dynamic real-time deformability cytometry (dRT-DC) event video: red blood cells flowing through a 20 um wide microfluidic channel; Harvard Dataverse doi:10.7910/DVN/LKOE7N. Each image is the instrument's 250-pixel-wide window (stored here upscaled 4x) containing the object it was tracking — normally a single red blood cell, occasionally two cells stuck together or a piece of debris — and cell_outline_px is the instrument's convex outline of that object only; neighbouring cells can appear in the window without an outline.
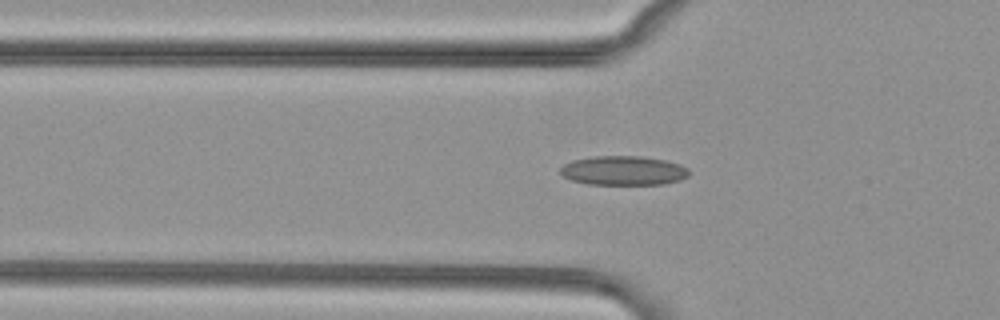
{"species": "common noctule bat (a hibernating species)", "species_latin": "Nyctalus noctula", "temperature_condition": "cold", "stored_images_in_passage": 40, "camera_frame_rate_fps": 3000, "um_per_image_px": 0.085, "animal": {"sex": "female", "body_mass_g": 29.2, "forearm_length_mm": 56.3}, "frame": {"image": 1, "passage_image": 3, "time_ms": 0.667, "image_size_px": [1000, 320], "cell_outline_px": [[688, 176], [680, 180], [664, 184], [588, 184], [572, 180], [564, 176], [560, 172], [560, 168], [564, 164], [572, 160], [592, 156], [640, 156], [664, 160], [680, 164], [688, 168]], "centroid_in_image_um": [52.99, 14.49], "position_along_channel_um": 72.8, "area_um2": 21.91}}
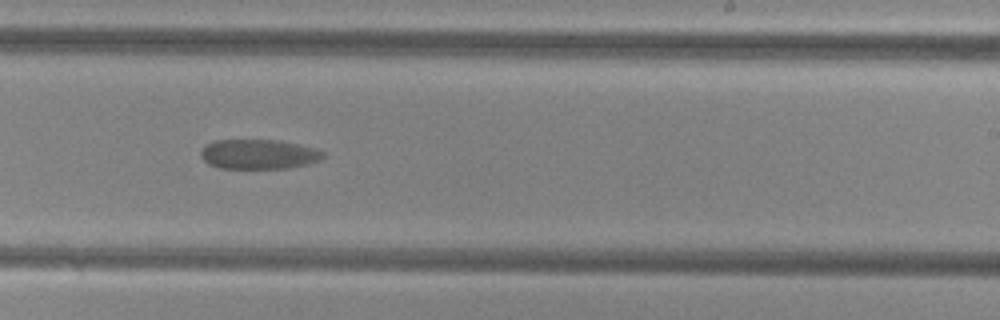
{"frame": {"image": 2, "passage_image": 19, "time_ms": 6.0, "image_size_px": [1000, 320], "cell_outline_px": [[328, 156], [320, 160], [308, 164], [288, 168], [220, 168], [208, 164], [200, 156], [200, 152], [208, 144], [216, 140], [280, 140], [312, 148], [324, 152]], "centroid_in_image_um": [22.01, 13.11], "position_along_channel_um": 267.0, "area_um2": 21.1}}
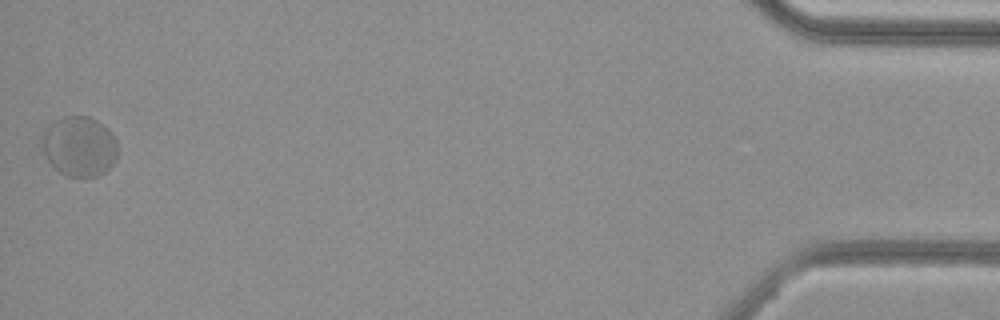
{"frame": {"image": 3, "passage_image": 40, "time_ms": 13.0, "image_size_px": [1000, 320], "cell_outline_px": [[116, 160], [104, 172], [96, 176], [68, 176], [60, 172], [48, 160], [40, 144], [40, 136], [44, 128], [52, 120], [60, 116], [88, 116], [96, 120], [108, 128], [116, 140]], "centroid_in_image_um": [6.69, 12.39], "position_along_channel_um": 428.5, "area_um2": 26.7}}